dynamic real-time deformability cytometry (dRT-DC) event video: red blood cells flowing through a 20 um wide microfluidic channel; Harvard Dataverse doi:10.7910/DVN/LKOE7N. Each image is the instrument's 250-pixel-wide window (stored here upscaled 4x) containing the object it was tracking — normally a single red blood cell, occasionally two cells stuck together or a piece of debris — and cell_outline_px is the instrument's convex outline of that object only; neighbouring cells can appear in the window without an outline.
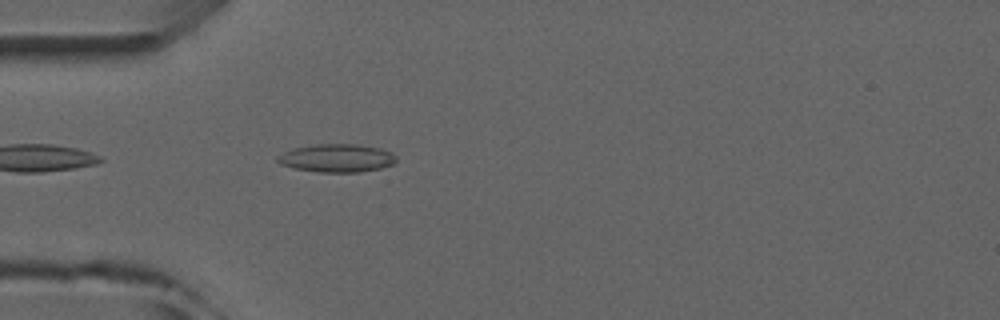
{"species": "common noctule bat (a hibernating species)", "species_latin": "Nyctalus noctula", "temperature_condition": "room temperature", "stored_images_in_passage": 1, "camera_frame_rate_fps": 3000, "um_per_image_px": 0.085, "animal": {"sex": "male", "forearm_length_mm": 52.5}, "frame": {"image": 1, "passage_image": 1, "time_ms": 0.0, "image_size_px": [1000, 320], "cell_outline_px": [[396, 160], [392, 164], [380, 168], [360, 172], [320, 172], [292, 168], [280, 164], [276, 160], [276, 156], [284, 152], [296, 148], [316, 144], [356, 144], [380, 148], [392, 152], [396, 156]], "centroid_in_image_um": [28.62, 13.44], "position_along_channel_um": 56.4, "area_um2": 19.42}}